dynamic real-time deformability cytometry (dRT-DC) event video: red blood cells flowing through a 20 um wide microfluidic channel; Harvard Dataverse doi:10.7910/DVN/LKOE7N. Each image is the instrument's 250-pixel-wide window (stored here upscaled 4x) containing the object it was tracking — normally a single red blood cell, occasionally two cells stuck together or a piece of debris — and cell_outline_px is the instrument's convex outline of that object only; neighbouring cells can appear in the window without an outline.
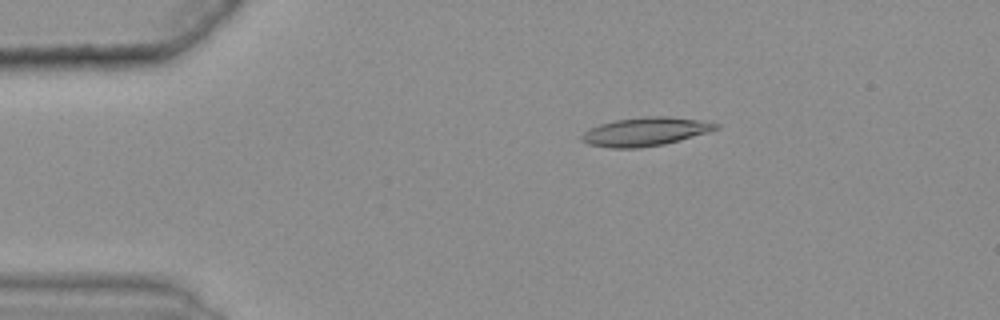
{"species": "common noctule bat (a hibernating species)", "species_latin": "Nyctalus noctula", "temperature_condition": "warm", "stored_images_in_passage": 49, "camera_frame_rate_fps": 3000, "um_per_image_px": 0.085, "animal": {"sex": "female", "body_mass_g": 25.1}, "frame": {"image": 1, "passage_image": 10, "time_ms": 3.0, "image_size_px": [1000, 320], "cell_outline_px": [[720, 128], [708, 132], [680, 140], [664, 144], [640, 148], [612, 148], [588, 144], [580, 140], [580, 136], [588, 128], [600, 124], [616, 120], [644, 116], [668, 116], [700, 120], [720, 124]], "centroid_in_image_um": [54.84, 11.19], "position_along_channel_um": 30.2, "area_um2": 22.43}}
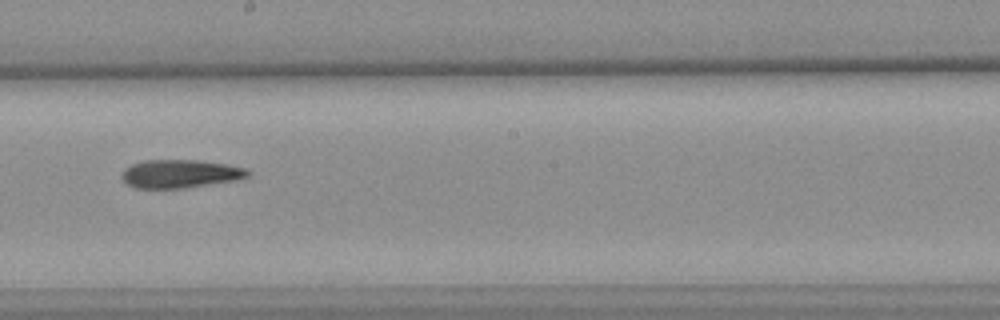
{"frame": {"image": 2, "passage_image": 31, "time_ms": 10.0, "image_size_px": [1000, 320], "cell_outline_px": [[252, 172], [248, 176], [236, 180], [184, 188], [136, 188], [128, 184], [120, 176], [120, 172], [124, 168], [132, 164], [144, 160], [196, 160], [228, 164], [244, 168]], "centroid_in_image_um": [15.29, 14.76], "position_along_channel_um": 232.9, "area_um2": 20.81}}
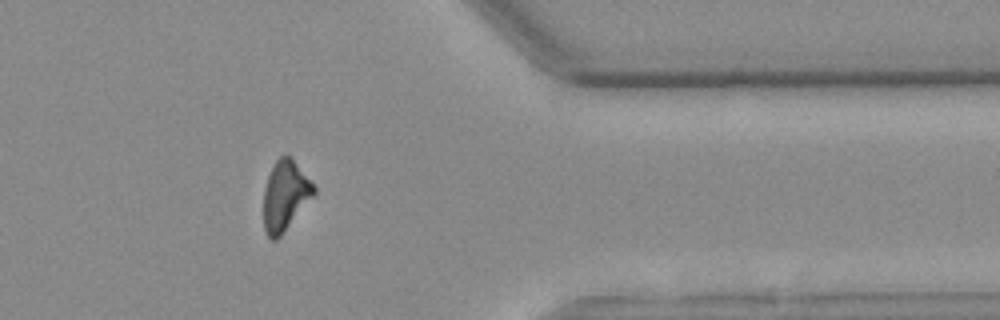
{"frame": {"image": 3, "passage_image": 45, "time_ms": 14.667, "image_size_px": [1000, 320], "cell_outline_px": [[316, 192], [280, 236], [276, 240], [272, 240], [268, 236], [264, 228], [264, 188], [268, 176], [276, 160], [284, 152], [288, 152], [316, 188]], "centroid_in_image_um": [24.23, 16.58], "position_along_channel_um": 387.2, "area_um2": 20.29}, "authors_computed_cell_mechanics": {"area_um2": 21.1548, "velocity_mm_per_s": 3.6569, "shape_relaxation_time_tau1_ms": null, "shape_relaxation_time_tau2_ms": 9.8008, "deformation_change_tau1": null, "deformation_change_tau2": 0.2214}}